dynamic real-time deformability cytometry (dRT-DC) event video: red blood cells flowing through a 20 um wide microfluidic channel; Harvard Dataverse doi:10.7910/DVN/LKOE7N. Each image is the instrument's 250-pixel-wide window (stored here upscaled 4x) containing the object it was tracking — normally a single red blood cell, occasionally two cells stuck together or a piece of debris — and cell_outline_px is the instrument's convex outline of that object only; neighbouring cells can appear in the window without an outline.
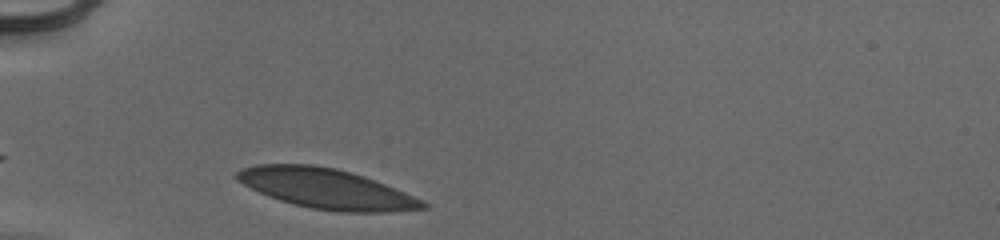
{"species": "human", "species_latin": "Homo sapiens", "temperature_condition": "cold", "stored_images_in_passage": 28, "camera_frame_rate_fps": 3000, "um_per_image_px": 0.085, "donor": {"sex": "male"}, "frame": {"image": 1, "passage_image": 1, "time_ms": 0.0, "image_size_px": [1000, 240], "cell_outline_px": [[428, 208], [388, 212], [340, 212], [312, 208], [292, 204], [268, 196], [236, 180], [236, 172], [244, 168], [256, 164], [312, 164], [336, 168], [352, 172], [364, 176], [424, 200], [428, 204]], "centroid_in_image_um": [27.76, 16.04], "position_along_channel_um": 57.2, "area_um2": 43.18}}
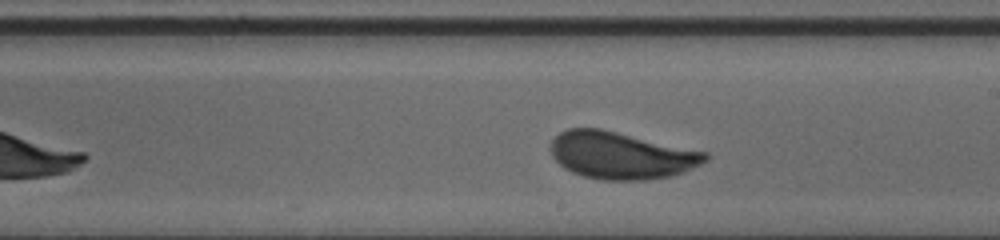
{"frame": {"image": 2, "passage_image": 16, "time_ms": 5.0, "image_size_px": [1000, 240], "cell_outline_px": [[708, 160], [684, 172], [672, 176], [648, 180], [600, 180], [584, 176], [572, 172], [564, 168], [552, 156], [552, 140], [560, 132], [568, 128], [600, 128], [708, 152]], "centroid_in_image_um": [52.82, 13.21], "position_along_channel_um": 236.2, "area_um2": 42.48}}
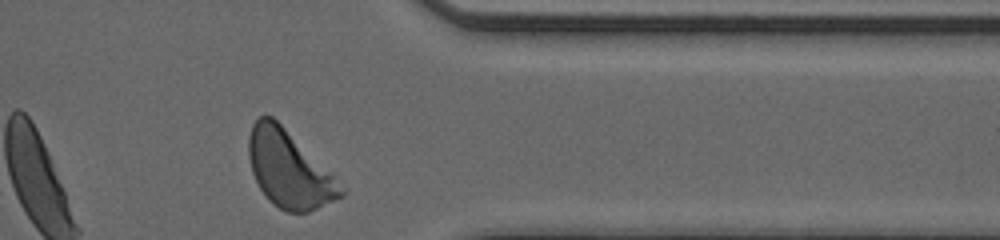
{"frame": {"image": 3, "passage_image": 28, "time_ms": 9.0, "image_size_px": [1000, 240], "cell_outline_px": [[344, 196], [308, 212], [288, 212], [280, 208], [268, 200], [260, 188], [252, 172], [248, 156], [248, 140], [252, 124], [260, 116], [272, 116], [332, 172], [344, 192]], "centroid_in_image_um": [24.56, 14.38], "position_along_channel_um": 386.8, "area_um2": 40.86}, "authors_computed_cell_mechanics": {"area_um2": 42.0206, "velocity_mm_per_s": 3.9073, "shape_relaxation_time_tau1_ms": 5.1265, "shape_relaxation_time_tau2_ms": null, "deformation_change_tau1": 0.1725, "deformation_change_tau2": null}}